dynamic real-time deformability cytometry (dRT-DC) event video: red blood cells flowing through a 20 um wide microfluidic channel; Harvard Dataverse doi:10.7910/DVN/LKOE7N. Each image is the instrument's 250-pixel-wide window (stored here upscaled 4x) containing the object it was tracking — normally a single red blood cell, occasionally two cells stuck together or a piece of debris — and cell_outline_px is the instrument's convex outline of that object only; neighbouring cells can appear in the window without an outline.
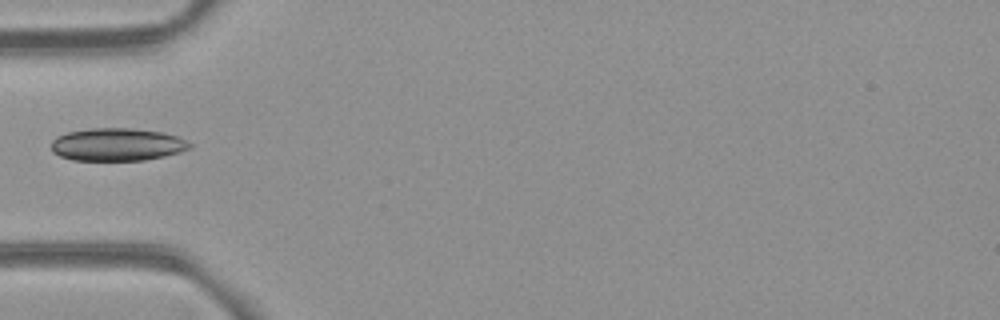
{"species": "common noctule bat (a hibernating species)", "species_latin": "Nyctalus noctula", "temperature_condition": "room temperature", "stored_images_in_passage": 4, "camera_frame_rate_fps": 3000, "um_per_image_px": 0.085, "animal": {"sex": "female", "body_mass_g": 21.9}, "frame": {"image": 1, "passage_image": 2, "time_ms": 1.333, "image_size_px": [1000, 320], "cell_outline_px": [[192, 148], [180, 152], [164, 156], [144, 160], [72, 160], [60, 156], [52, 152], [52, 140], [56, 136], [68, 132], [88, 128], [132, 128], [164, 132], [176, 136], [192, 144]], "centroid_in_image_um": [9.95, 12.28], "position_along_channel_um": 75.0, "area_um2": 26.53}}
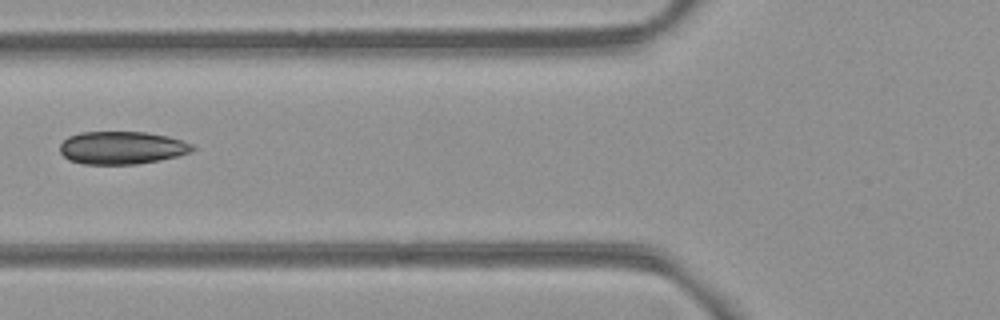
{"frame": {"image": 2, "passage_image": 3, "time_ms": 2.333, "image_size_px": [1000, 320], "cell_outline_px": [[196, 148], [188, 152], [176, 156], [160, 160], [136, 164], [84, 164], [68, 160], [60, 152], [60, 144], [68, 136], [80, 132], [148, 132], [168, 136], [192, 144]], "centroid_in_image_um": [10.33, 12.55], "position_along_channel_um": 115.5, "area_um2": 25.32}}
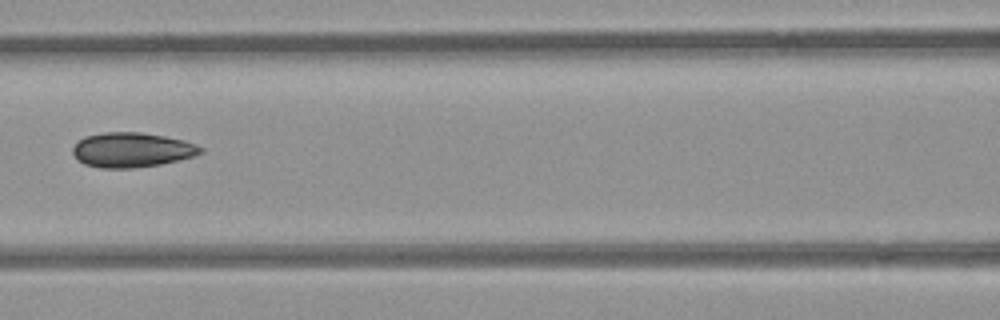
{"frame": {"image": 3, "passage_image": 4, "time_ms": 3.333, "image_size_px": [1000, 320], "cell_outline_px": [[204, 152], [196, 156], [160, 164], [132, 168], [100, 168], [84, 164], [72, 152], [72, 148], [84, 136], [104, 132], [140, 132], [164, 136], [184, 140], [196, 144], [204, 148]], "centroid_in_image_um": [11.24, 12.74], "position_along_channel_um": 155.4, "area_um2": 25.89}}